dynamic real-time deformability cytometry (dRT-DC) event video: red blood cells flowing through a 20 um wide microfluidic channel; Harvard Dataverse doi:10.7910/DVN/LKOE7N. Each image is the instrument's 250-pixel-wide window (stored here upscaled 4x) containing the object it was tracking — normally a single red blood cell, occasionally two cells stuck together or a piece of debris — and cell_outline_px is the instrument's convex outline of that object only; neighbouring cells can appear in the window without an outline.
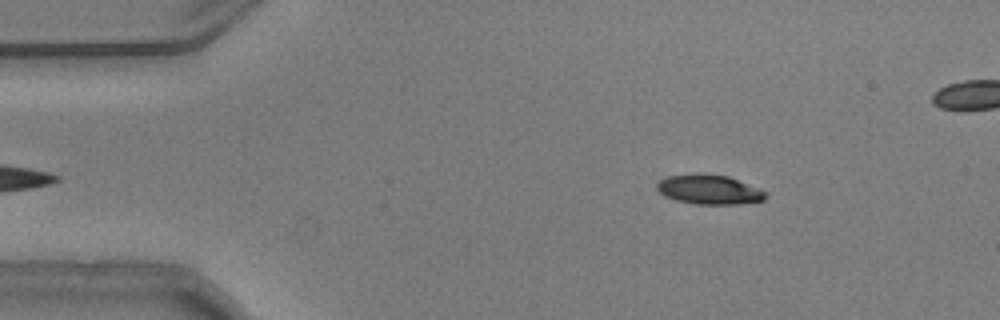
{"species": "common noctule bat (a hibernating species)", "species_latin": "Nyctalus noctula", "temperature_condition": "warm", "stored_images_in_passage": 45, "camera_frame_rate_fps": 3000, "um_per_image_px": 0.085, "animal": {"sex": "male", "body_mass_g": 20.5, "forearm_length_mm": 52.5}, "frame": {"image": 1, "passage_image": 3, "time_ms": 0.667, "image_size_px": [1000, 320], "cell_outline_px": [[768, 196], [764, 200], [736, 204], [696, 204], [676, 200], [664, 196], [656, 188], [656, 184], [660, 180], [668, 176], [728, 176], [768, 192]], "centroid_in_image_um": [60.32, 16.16], "position_along_channel_um": 24.7, "area_um2": 17.98}}
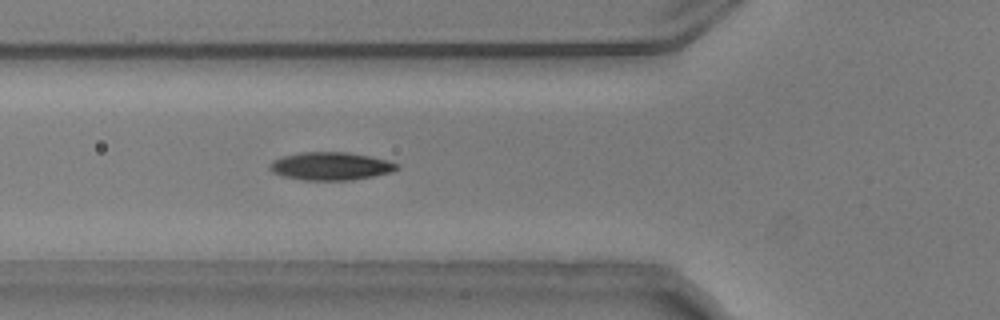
{"frame": {"image": 2, "passage_image": 14, "time_ms": 4.333, "image_size_px": [1000, 320], "cell_outline_px": [[400, 168], [392, 172], [372, 176], [348, 180], [304, 180], [284, 176], [272, 172], [268, 168], [272, 160], [284, 156], [300, 152], [348, 152], [388, 160], [400, 164]], "centroid_in_image_um": [28.12, 14.12], "position_along_channel_um": 97.7, "area_um2": 20.69}}
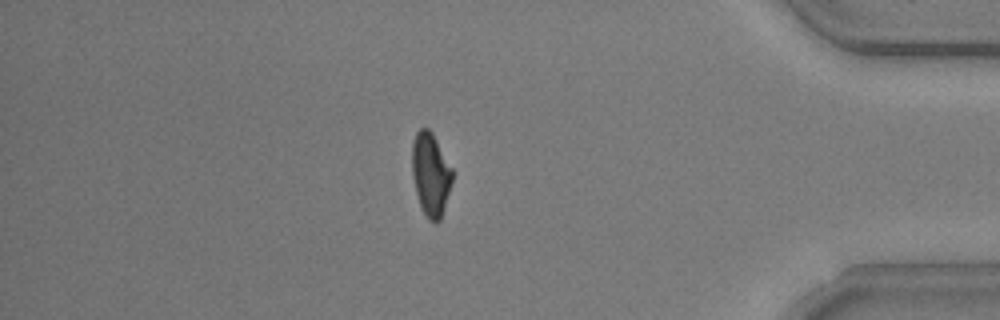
{"frame": {"image": 3, "passage_image": 41, "time_ms": 13.333, "image_size_px": [1000, 320], "cell_outline_px": [[452, 180], [444, 208], [440, 220], [436, 224], [428, 220], [420, 204], [416, 192], [412, 176], [412, 144], [416, 132], [420, 128], [428, 128], [432, 132], [452, 168]], "centroid_in_image_um": [36.59, 14.81], "position_along_channel_um": 398.6, "area_um2": 19.36}}